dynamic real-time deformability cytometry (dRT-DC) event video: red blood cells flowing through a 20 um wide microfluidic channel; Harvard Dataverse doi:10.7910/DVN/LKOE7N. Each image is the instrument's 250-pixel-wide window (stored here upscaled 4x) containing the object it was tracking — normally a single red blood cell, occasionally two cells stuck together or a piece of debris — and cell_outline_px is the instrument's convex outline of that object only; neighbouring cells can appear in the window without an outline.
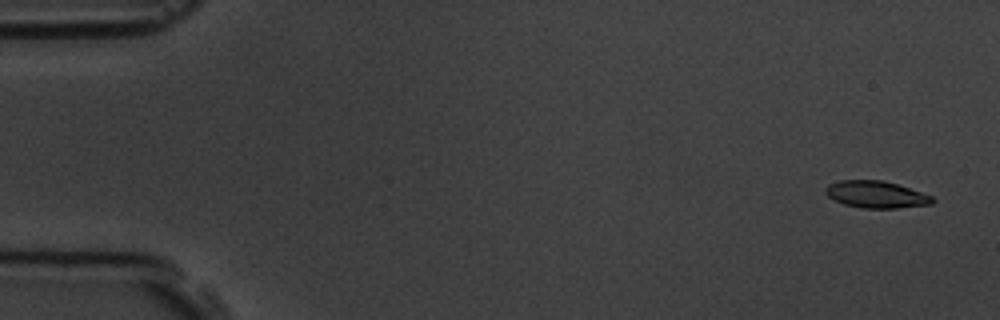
{"species": "common noctule bat (a hibernating species)", "species_latin": "Nyctalus noctula", "temperature_condition": "room temperature", "stored_images_in_passage": 5, "camera_frame_rate_fps": 3000, "um_per_image_px": 0.085, "animal": {"sex": "male", "body_mass_g": 19.5, "forearm_length_mm": 54.6}, "frame": {"image": 1, "passage_image": 1, "time_ms": 0.0, "image_size_px": [1000, 320], "cell_outline_px": [[936, 200], [932, 204], [896, 208], [860, 208], [844, 204], [828, 196], [824, 192], [824, 188], [828, 184], [840, 180], [884, 180], [932, 196]], "centroid_in_image_um": [74.45, 16.53], "position_along_channel_um": 10.6, "area_um2": 16.76}}
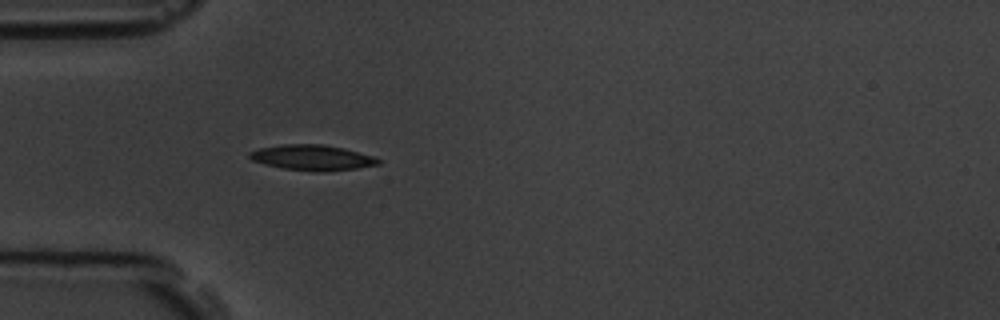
{"frame": {"image": 2, "passage_image": 5, "time_ms": 4.667, "image_size_px": [1000, 320], "cell_outline_px": [[380, 164], [356, 168], [324, 172], [316, 172], [284, 168], [264, 164], [252, 160], [248, 156], [248, 152], [260, 148], [284, 144], [324, 144], [344, 148], [372, 156], [380, 160]], "centroid_in_image_um": [26.52, 13.39], "position_along_channel_um": 58.5, "area_um2": 19.02}}